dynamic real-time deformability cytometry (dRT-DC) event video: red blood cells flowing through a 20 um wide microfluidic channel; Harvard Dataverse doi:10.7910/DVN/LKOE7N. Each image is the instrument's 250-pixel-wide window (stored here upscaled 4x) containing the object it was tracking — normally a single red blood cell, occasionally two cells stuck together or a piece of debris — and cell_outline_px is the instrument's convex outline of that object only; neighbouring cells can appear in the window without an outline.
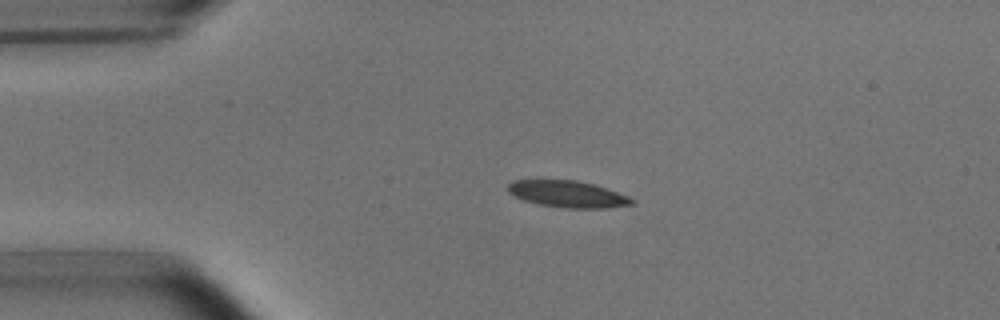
{"species": "common noctule bat (a hibernating species)", "species_latin": "Nyctalus noctula", "temperature_condition": "room temperature", "stored_images_in_passage": 3, "camera_frame_rate_fps": 3000, "um_per_image_px": 0.085, "animal": {"sex": "male", "body_mass_g": 15.6}, "frame": {"image": 1, "passage_image": 2, "time_ms": 2.0, "image_size_px": [1000, 320], "cell_outline_px": [[636, 204], [608, 208], [564, 208], [536, 204], [524, 200], [508, 192], [508, 184], [512, 180], [576, 180], [592, 184], [628, 196], [636, 200]], "centroid_in_image_um": [48.26, 16.51], "position_along_channel_um": 36.7, "area_um2": 19.25}}